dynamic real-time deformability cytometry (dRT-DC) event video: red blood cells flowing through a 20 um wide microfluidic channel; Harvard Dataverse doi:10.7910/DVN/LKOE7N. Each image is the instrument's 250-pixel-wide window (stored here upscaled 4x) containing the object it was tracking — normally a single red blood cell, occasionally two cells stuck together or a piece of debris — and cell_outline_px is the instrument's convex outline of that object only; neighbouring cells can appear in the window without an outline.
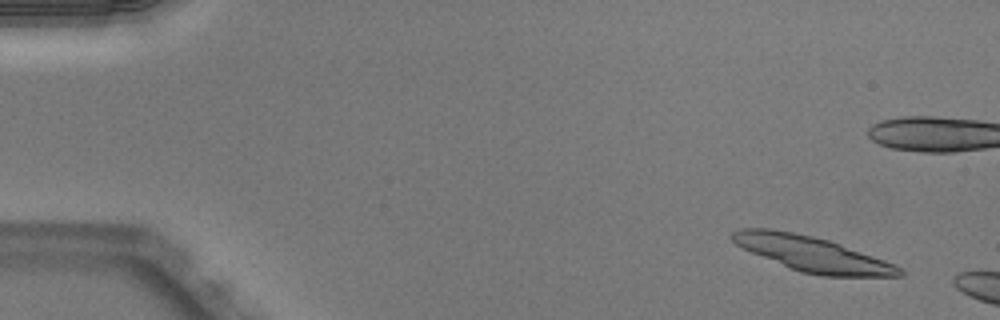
{"species": "Egyptian fruit bat (a non-hibernating species)", "species_latin": "Rousettus aegyptiacus", "temperature_condition": "warm", "stored_images_in_passage": 8, "camera_frame_rate_fps": 3000, "um_per_image_px": 0.085, "animal": {"sex": "male"}, "frame": {"image": 1, "passage_image": 4, "time_ms": 1.0, "image_size_px": [1000, 320], "cell_outline_px": [[904, 272], [900, 276], [820, 276], [800, 272], [752, 252], [736, 244], [728, 236], [736, 228], [772, 228], [812, 236], [828, 240], [840, 244], [896, 264], [904, 268]], "centroid_in_image_um": [69.04, 21.58], "position_along_channel_um": 16.0, "area_um2": 34.04}}